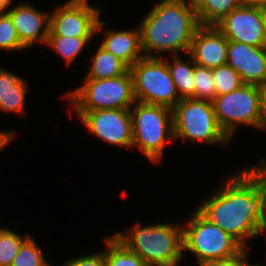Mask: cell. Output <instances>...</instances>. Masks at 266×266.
<instances>
[{
  "label": "cell",
  "instance_id": "cell-1",
  "mask_svg": "<svg viewBox=\"0 0 266 266\" xmlns=\"http://www.w3.org/2000/svg\"><path fill=\"white\" fill-rule=\"evenodd\" d=\"M197 209L245 249L264 220V191L247 168L236 171ZM248 238V239H247Z\"/></svg>",
  "mask_w": 266,
  "mask_h": 266
},
{
  "label": "cell",
  "instance_id": "cell-2",
  "mask_svg": "<svg viewBox=\"0 0 266 266\" xmlns=\"http://www.w3.org/2000/svg\"><path fill=\"white\" fill-rule=\"evenodd\" d=\"M200 26L192 0H160L139 25L144 56L188 54Z\"/></svg>",
  "mask_w": 266,
  "mask_h": 266
},
{
  "label": "cell",
  "instance_id": "cell-3",
  "mask_svg": "<svg viewBox=\"0 0 266 266\" xmlns=\"http://www.w3.org/2000/svg\"><path fill=\"white\" fill-rule=\"evenodd\" d=\"M126 232H116L113 235L149 266H178L184 257L182 224L141 226L136 223Z\"/></svg>",
  "mask_w": 266,
  "mask_h": 266
},
{
  "label": "cell",
  "instance_id": "cell-4",
  "mask_svg": "<svg viewBox=\"0 0 266 266\" xmlns=\"http://www.w3.org/2000/svg\"><path fill=\"white\" fill-rule=\"evenodd\" d=\"M130 112L132 147H137L153 163L161 161L167 139L174 140L172 109L136 101Z\"/></svg>",
  "mask_w": 266,
  "mask_h": 266
},
{
  "label": "cell",
  "instance_id": "cell-5",
  "mask_svg": "<svg viewBox=\"0 0 266 266\" xmlns=\"http://www.w3.org/2000/svg\"><path fill=\"white\" fill-rule=\"evenodd\" d=\"M191 216L183 225L184 252L193 253L199 266L234 258L245 249L234 237L210 222L198 210Z\"/></svg>",
  "mask_w": 266,
  "mask_h": 266
},
{
  "label": "cell",
  "instance_id": "cell-6",
  "mask_svg": "<svg viewBox=\"0 0 266 266\" xmlns=\"http://www.w3.org/2000/svg\"><path fill=\"white\" fill-rule=\"evenodd\" d=\"M83 85L68 92L74 112L99 109H130L136 102L133 79L128 70L125 74L107 79H84Z\"/></svg>",
  "mask_w": 266,
  "mask_h": 266
},
{
  "label": "cell",
  "instance_id": "cell-7",
  "mask_svg": "<svg viewBox=\"0 0 266 266\" xmlns=\"http://www.w3.org/2000/svg\"><path fill=\"white\" fill-rule=\"evenodd\" d=\"M172 111L174 139L209 145L230 141L217 122L211 101L183 98Z\"/></svg>",
  "mask_w": 266,
  "mask_h": 266
},
{
  "label": "cell",
  "instance_id": "cell-8",
  "mask_svg": "<svg viewBox=\"0 0 266 266\" xmlns=\"http://www.w3.org/2000/svg\"><path fill=\"white\" fill-rule=\"evenodd\" d=\"M135 100L173 109L181 100L164 57H143L130 68Z\"/></svg>",
  "mask_w": 266,
  "mask_h": 266
},
{
  "label": "cell",
  "instance_id": "cell-9",
  "mask_svg": "<svg viewBox=\"0 0 266 266\" xmlns=\"http://www.w3.org/2000/svg\"><path fill=\"white\" fill-rule=\"evenodd\" d=\"M260 90L259 85L243 84L233 92L216 96L211 101L217 122L230 139L242 124L257 128Z\"/></svg>",
  "mask_w": 266,
  "mask_h": 266
},
{
  "label": "cell",
  "instance_id": "cell-10",
  "mask_svg": "<svg viewBox=\"0 0 266 266\" xmlns=\"http://www.w3.org/2000/svg\"><path fill=\"white\" fill-rule=\"evenodd\" d=\"M104 25L99 8L88 0H68L50 13L48 36L93 37Z\"/></svg>",
  "mask_w": 266,
  "mask_h": 266
},
{
  "label": "cell",
  "instance_id": "cell-11",
  "mask_svg": "<svg viewBox=\"0 0 266 266\" xmlns=\"http://www.w3.org/2000/svg\"><path fill=\"white\" fill-rule=\"evenodd\" d=\"M87 131L102 141L123 148H131L133 141L130 109H99L75 112Z\"/></svg>",
  "mask_w": 266,
  "mask_h": 266
},
{
  "label": "cell",
  "instance_id": "cell-12",
  "mask_svg": "<svg viewBox=\"0 0 266 266\" xmlns=\"http://www.w3.org/2000/svg\"><path fill=\"white\" fill-rule=\"evenodd\" d=\"M228 40L266 47L261 8L243 4L214 25Z\"/></svg>",
  "mask_w": 266,
  "mask_h": 266
},
{
  "label": "cell",
  "instance_id": "cell-13",
  "mask_svg": "<svg viewBox=\"0 0 266 266\" xmlns=\"http://www.w3.org/2000/svg\"><path fill=\"white\" fill-rule=\"evenodd\" d=\"M227 64L244 84L266 86V47H255L228 40Z\"/></svg>",
  "mask_w": 266,
  "mask_h": 266
},
{
  "label": "cell",
  "instance_id": "cell-14",
  "mask_svg": "<svg viewBox=\"0 0 266 266\" xmlns=\"http://www.w3.org/2000/svg\"><path fill=\"white\" fill-rule=\"evenodd\" d=\"M228 39L214 26L201 25L187 55L197 66L209 69L227 64Z\"/></svg>",
  "mask_w": 266,
  "mask_h": 266
},
{
  "label": "cell",
  "instance_id": "cell-15",
  "mask_svg": "<svg viewBox=\"0 0 266 266\" xmlns=\"http://www.w3.org/2000/svg\"><path fill=\"white\" fill-rule=\"evenodd\" d=\"M21 43L30 48L35 43H46L49 34L50 14L39 11L29 3H19L8 9Z\"/></svg>",
  "mask_w": 266,
  "mask_h": 266
},
{
  "label": "cell",
  "instance_id": "cell-16",
  "mask_svg": "<svg viewBox=\"0 0 266 266\" xmlns=\"http://www.w3.org/2000/svg\"><path fill=\"white\" fill-rule=\"evenodd\" d=\"M100 44L108 52L123 61L129 68L144 57L141 47L140 27L131 30H107Z\"/></svg>",
  "mask_w": 266,
  "mask_h": 266
},
{
  "label": "cell",
  "instance_id": "cell-17",
  "mask_svg": "<svg viewBox=\"0 0 266 266\" xmlns=\"http://www.w3.org/2000/svg\"><path fill=\"white\" fill-rule=\"evenodd\" d=\"M27 82L15 73L0 68V110L7 113H21L25 109L28 92Z\"/></svg>",
  "mask_w": 266,
  "mask_h": 266
},
{
  "label": "cell",
  "instance_id": "cell-18",
  "mask_svg": "<svg viewBox=\"0 0 266 266\" xmlns=\"http://www.w3.org/2000/svg\"><path fill=\"white\" fill-rule=\"evenodd\" d=\"M173 57V58H172ZM172 63L166 60L167 67L181 99H195V63L192 59L184 60L179 55H171Z\"/></svg>",
  "mask_w": 266,
  "mask_h": 266
},
{
  "label": "cell",
  "instance_id": "cell-19",
  "mask_svg": "<svg viewBox=\"0 0 266 266\" xmlns=\"http://www.w3.org/2000/svg\"><path fill=\"white\" fill-rule=\"evenodd\" d=\"M90 70L85 79L115 78L125 74L129 67L112 53L98 45L95 56L90 59Z\"/></svg>",
  "mask_w": 266,
  "mask_h": 266
},
{
  "label": "cell",
  "instance_id": "cell-20",
  "mask_svg": "<svg viewBox=\"0 0 266 266\" xmlns=\"http://www.w3.org/2000/svg\"><path fill=\"white\" fill-rule=\"evenodd\" d=\"M200 25H215L245 0H192Z\"/></svg>",
  "mask_w": 266,
  "mask_h": 266
},
{
  "label": "cell",
  "instance_id": "cell-21",
  "mask_svg": "<svg viewBox=\"0 0 266 266\" xmlns=\"http://www.w3.org/2000/svg\"><path fill=\"white\" fill-rule=\"evenodd\" d=\"M106 266H149L140 256L130 251L114 235L105 239Z\"/></svg>",
  "mask_w": 266,
  "mask_h": 266
},
{
  "label": "cell",
  "instance_id": "cell-22",
  "mask_svg": "<svg viewBox=\"0 0 266 266\" xmlns=\"http://www.w3.org/2000/svg\"><path fill=\"white\" fill-rule=\"evenodd\" d=\"M93 37L47 36L45 45L62 56L67 66L82 52Z\"/></svg>",
  "mask_w": 266,
  "mask_h": 266
},
{
  "label": "cell",
  "instance_id": "cell-23",
  "mask_svg": "<svg viewBox=\"0 0 266 266\" xmlns=\"http://www.w3.org/2000/svg\"><path fill=\"white\" fill-rule=\"evenodd\" d=\"M28 233L24 238L12 229L0 227V266H11L21 245L30 237Z\"/></svg>",
  "mask_w": 266,
  "mask_h": 266
},
{
  "label": "cell",
  "instance_id": "cell-24",
  "mask_svg": "<svg viewBox=\"0 0 266 266\" xmlns=\"http://www.w3.org/2000/svg\"><path fill=\"white\" fill-rule=\"evenodd\" d=\"M216 96L233 92L244 83L241 76L228 64H224L212 69Z\"/></svg>",
  "mask_w": 266,
  "mask_h": 266
},
{
  "label": "cell",
  "instance_id": "cell-25",
  "mask_svg": "<svg viewBox=\"0 0 266 266\" xmlns=\"http://www.w3.org/2000/svg\"><path fill=\"white\" fill-rule=\"evenodd\" d=\"M45 259L41 248L35 242L33 236H30L22 245L15 256L11 266H50Z\"/></svg>",
  "mask_w": 266,
  "mask_h": 266
},
{
  "label": "cell",
  "instance_id": "cell-26",
  "mask_svg": "<svg viewBox=\"0 0 266 266\" xmlns=\"http://www.w3.org/2000/svg\"><path fill=\"white\" fill-rule=\"evenodd\" d=\"M195 99L212 101L216 97V87L212 69L197 66L194 69Z\"/></svg>",
  "mask_w": 266,
  "mask_h": 266
},
{
  "label": "cell",
  "instance_id": "cell-27",
  "mask_svg": "<svg viewBox=\"0 0 266 266\" xmlns=\"http://www.w3.org/2000/svg\"><path fill=\"white\" fill-rule=\"evenodd\" d=\"M0 49L4 51L27 49L21 43L13 21L7 12L0 13Z\"/></svg>",
  "mask_w": 266,
  "mask_h": 266
},
{
  "label": "cell",
  "instance_id": "cell-28",
  "mask_svg": "<svg viewBox=\"0 0 266 266\" xmlns=\"http://www.w3.org/2000/svg\"><path fill=\"white\" fill-rule=\"evenodd\" d=\"M62 266H106L105 249L103 252L90 255H81L68 259Z\"/></svg>",
  "mask_w": 266,
  "mask_h": 266
},
{
  "label": "cell",
  "instance_id": "cell-29",
  "mask_svg": "<svg viewBox=\"0 0 266 266\" xmlns=\"http://www.w3.org/2000/svg\"><path fill=\"white\" fill-rule=\"evenodd\" d=\"M246 168L261 183V188L266 192V159L263 157L260 164Z\"/></svg>",
  "mask_w": 266,
  "mask_h": 266
},
{
  "label": "cell",
  "instance_id": "cell-30",
  "mask_svg": "<svg viewBox=\"0 0 266 266\" xmlns=\"http://www.w3.org/2000/svg\"><path fill=\"white\" fill-rule=\"evenodd\" d=\"M257 128L266 130V86H261Z\"/></svg>",
  "mask_w": 266,
  "mask_h": 266
},
{
  "label": "cell",
  "instance_id": "cell-31",
  "mask_svg": "<svg viewBox=\"0 0 266 266\" xmlns=\"http://www.w3.org/2000/svg\"><path fill=\"white\" fill-rule=\"evenodd\" d=\"M202 266H240V254L228 260H220Z\"/></svg>",
  "mask_w": 266,
  "mask_h": 266
},
{
  "label": "cell",
  "instance_id": "cell-32",
  "mask_svg": "<svg viewBox=\"0 0 266 266\" xmlns=\"http://www.w3.org/2000/svg\"><path fill=\"white\" fill-rule=\"evenodd\" d=\"M16 136V132L13 131H0V151L3 149L9 142H12V139Z\"/></svg>",
  "mask_w": 266,
  "mask_h": 266
},
{
  "label": "cell",
  "instance_id": "cell-33",
  "mask_svg": "<svg viewBox=\"0 0 266 266\" xmlns=\"http://www.w3.org/2000/svg\"><path fill=\"white\" fill-rule=\"evenodd\" d=\"M247 259H248L247 249H244L240 253V266H259L258 264L257 265L250 264Z\"/></svg>",
  "mask_w": 266,
  "mask_h": 266
},
{
  "label": "cell",
  "instance_id": "cell-34",
  "mask_svg": "<svg viewBox=\"0 0 266 266\" xmlns=\"http://www.w3.org/2000/svg\"><path fill=\"white\" fill-rule=\"evenodd\" d=\"M245 4L261 8L266 6V0H245Z\"/></svg>",
  "mask_w": 266,
  "mask_h": 266
},
{
  "label": "cell",
  "instance_id": "cell-35",
  "mask_svg": "<svg viewBox=\"0 0 266 266\" xmlns=\"http://www.w3.org/2000/svg\"><path fill=\"white\" fill-rule=\"evenodd\" d=\"M12 0H0V13L7 12L8 8L12 5Z\"/></svg>",
  "mask_w": 266,
  "mask_h": 266
},
{
  "label": "cell",
  "instance_id": "cell-36",
  "mask_svg": "<svg viewBox=\"0 0 266 266\" xmlns=\"http://www.w3.org/2000/svg\"><path fill=\"white\" fill-rule=\"evenodd\" d=\"M261 234H266V219H264L258 227L257 237L261 236Z\"/></svg>",
  "mask_w": 266,
  "mask_h": 266
},
{
  "label": "cell",
  "instance_id": "cell-37",
  "mask_svg": "<svg viewBox=\"0 0 266 266\" xmlns=\"http://www.w3.org/2000/svg\"><path fill=\"white\" fill-rule=\"evenodd\" d=\"M261 17H262V23H263V27H264V33L266 36V6L261 7Z\"/></svg>",
  "mask_w": 266,
  "mask_h": 266
},
{
  "label": "cell",
  "instance_id": "cell-38",
  "mask_svg": "<svg viewBox=\"0 0 266 266\" xmlns=\"http://www.w3.org/2000/svg\"><path fill=\"white\" fill-rule=\"evenodd\" d=\"M264 219H266V192H264Z\"/></svg>",
  "mask_w": 266,
  "mask_h": 266
}]
</instances>
